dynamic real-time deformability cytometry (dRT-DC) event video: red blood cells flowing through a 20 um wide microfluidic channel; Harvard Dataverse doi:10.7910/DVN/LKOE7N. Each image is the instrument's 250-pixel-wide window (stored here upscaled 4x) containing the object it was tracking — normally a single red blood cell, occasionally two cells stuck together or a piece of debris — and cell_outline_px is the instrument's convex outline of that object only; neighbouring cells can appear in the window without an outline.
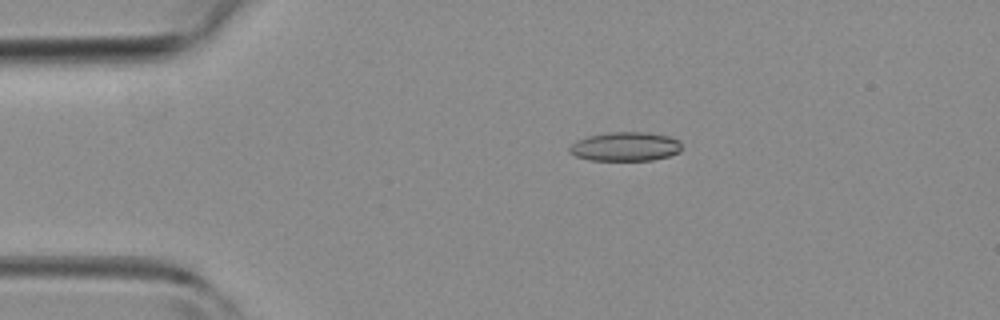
{"species": "common noctule bat (a hibernating species)", "species_latin": "Nyctalus noctula", "temperature_condition": "room temperature", "stored_images_in_passage": 4, "camera_frame_rate_fps": 3000, "um_per_image_px": 0.085, "animal": {"sex": "female", "body_mass_g": 19.3, "forearm_length_mm": 54.1}, "frame": {"image": 1, "passage_image": 3, "time_ms": 2.333, "image_size_px": [1000, 320], "cell_outline_px": [[680, 152], [668, 156], [652, 160], [588, 160], [576, 156], [568, 152], [568, 148], [576, 140], [588, 136], [612, 132], [648, 132], [668, 136], [680, 140]], "centroid_in_image_um": [53.14, 12.46], "position_along_channel_um": 31.9, "area_um2": 19.02}}